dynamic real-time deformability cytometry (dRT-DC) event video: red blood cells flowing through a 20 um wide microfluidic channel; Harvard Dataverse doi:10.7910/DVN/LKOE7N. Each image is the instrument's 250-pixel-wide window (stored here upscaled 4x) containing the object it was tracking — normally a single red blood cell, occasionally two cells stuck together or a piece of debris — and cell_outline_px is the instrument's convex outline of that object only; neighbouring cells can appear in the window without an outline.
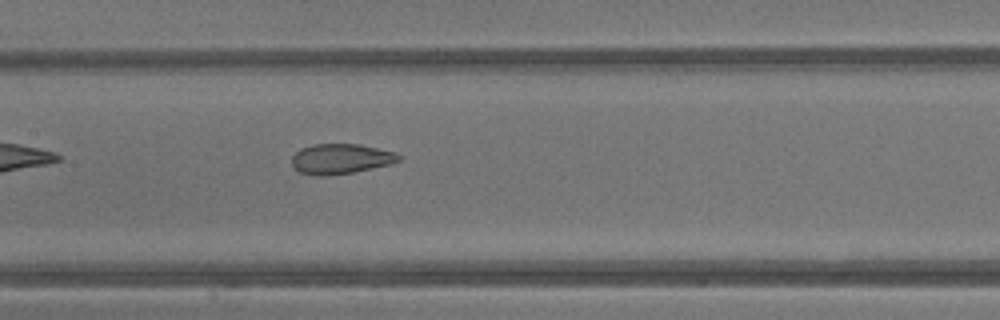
{"species": "common noctule bat (a hibernating species)", "species_latin": "Nyctalus noctula", "temperature_condition": "warm", "stored_images_in_passage": 27, "camera_frame_rate_fps": 3000, "um_per_image_px": 0.085, "animal": {"sex": "male", "body_mass_g": 13.3}, "frame": {"image": 1, "passage_image": 8, "time_ms": 2.333, "image_size_px": [1000, 320], "cell_outline_px": [[404, 156], [400, 160], [388, 164], [352, 172], [324, 176], [320, 176], [300, 172], [292, 164], [292, 156], [300, 148], [312, 144], [360, 144], [392, 152]], "centroid_in_image_um": [28.93, 13.49], "position_along_channel_um": 178.5, "area_um2": 18.5}}
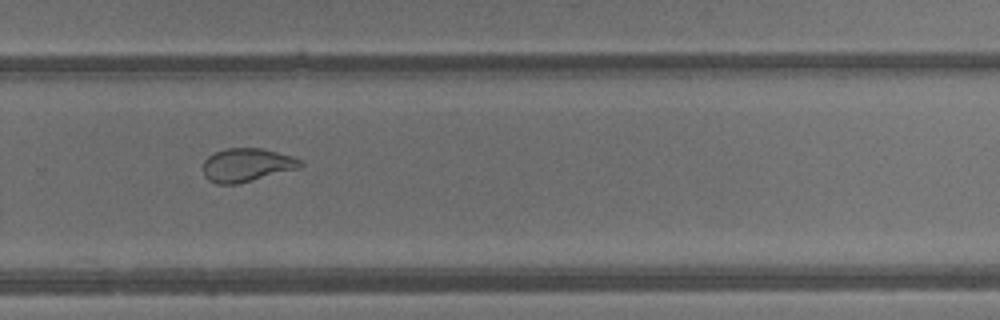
{"frame": {"image": 2, "passage_image": 16, "time_ms": 5.0, "image_size_px": [1000, 320], "cell_outline_px": [[304, 164], [300, 168], [236, 184], [216, 184], [208, 180], [204, 176], [204, 160], [208, 156], [216, 152], [228, 148], [264, 148], [292, 156], [300, 160]], "centroid_in_image_um": [20.98, 14.02], "position_along_channel_um": 308.8, "area_um2": 18.9}, "authors_computed_cell_mechanics": {"area_um2": 19.7098, "velocity_mm_per_s": 4.9234, "shape_relaxation_time_tau1_ms": null, "shape_relaxation_time_tau2_ms": 0.9505, "deformation_change_tau1": null, "deformation_change_tau2": 0.0753}}